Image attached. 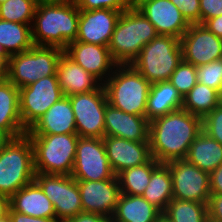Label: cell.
Wrapping results in <instances>:
<instances>
[{
  "mask_svg": "<svg viewBox=\"0 0 222 222\" xmlns=\"http://www.w3.org/2000/svg\"><path fill=\"white\" fill-rule=\"evenodd\" d=\"M202 131V118L179 109L149 122L151 156L159 163L186 159L190 145Z\"/></svg>",
  "mask_w": 222,
  "mask_h": 222,
  "instance_id": "cell-1",
  "label": "cell"
},
{
  "mask_svg": "<svg viewBox=\"0 0 222 222\" xmlns=\"http://www.w3.org/2000/svg\"><path fill=\"white\" fill-rule=\"evenodd\" d=\"M80 10L73 4L38 2L31 25L34 45L65 49L76 41Z\"/></svg>",
  "mask_w": 222,
  "mask_h": 222,
  "instance_id": "cell-2",
  "label": "cell"
},
{
  "mask_svg": "<svg viewBox=\"0 0 222 222\" xmlns=\"http://www.w3.org/2000/svg\"><path fill=\"white\" fill-rule=\"evenodd\" d=\"M157 35L154 25L132 5L116 23L108 45L112 59L117 64H130Z\"/></svg>",
  "mask_w": 222,
  "mask_h": 222,
  "instance_id": "cell-3",
  "label": "cell"
},
{
  "mask_svg": "<svg viewBox=\"0 0 222 222\" xmlns=\"http://www.w3.org/2000/svg\"><path fill=\"white\" fill-rule=\"evenodd\" d=\"M103 86L112 107L146 117L151 84L131 64H117Z\"/></svg>",
  "mask_w": 222,
  "mask_h": 222,
  "instance_id": "cell-4",
  "label": "cell"
},
{
  "mask_svg": "<svg viewBox=\"0 0 222 222\" xmlns=\"http://www.w3.org/2000/svg\"><path fill=\"white\" fill-rule=\"evenodd\" d=\"M32 142L27 134L10 138L0 150V194L11 197L34 181Z\"/></svg>",
  "mask_w": 222,
  "mask_h": 222,
  "instance_id": "cell-5",
  "label": "cell"
},
{
  "mask_svg": "<svg viewBox=\"0 0 222 222\" xmlns=\"http://www.w3.org/2000/svg\"><path fill=\"white\" fill-rule=\"evenodd\" d=\"M33 146L35 173L71 175L79 135L27 134Z\"/></svg>",
  "mask_w": 222,
  "mask_h": 222,
  "instance_id": "cell-6",
  "label": "cell"
},
{
  "mask_svg": "<svg viewBox=\"0 0 222 222\" xmlns=\"http://www.w3.org/2000/svg\"><path fill=\"white\" fill-rule=\"evenodd\" d=\"M183 60L180 39L157 35L130 63L150 84L169 81Z\"/></svg>",
  "mask_w": 222,
  "mask_h": 222,
  "instance_id": "cell-7",
  "label": "cell"
},
{
  "mask_svg": "<svg viewBox=\"0 0 222 222\" xmlns=\"http://www.w3.org/2000/svg\"><path fill=\"white\" fill-rule=\"evenodd\" d=\"M63 52V49L54 46L34 45L29 50L12 55L9 57L7 79L21 88L55 75Z\"/></svg>",
  "mask_w": 222,
  "mask_h": 222,
  "instance_id": "cell-8",
  "label": "cell"
},
{
  "mask_svg": "<svg viewBox=\"0 0 222 222\" xmlns=\"http://www.w3.org/2000/svg\"><path fill=\"white\" fill-rule=\"evenodd\" d=\"M34 181L51 200L59 222L83 212L77 180L71 175L35 173Z\"/></svg>",
  "mask_w": 222,
  "mask_h": 222,
  "instance_id": "cell-9",
  "label": "cell"
},
{
  "mask_svg": "<svg viewBox=\"0 0 222 222\" xmlns=\"http://www.w3.org/2000/svg\"><path fill=\"white\" fill-rule=\"evenodd\" d=\"M75 115L79 137L103 139L105 136V108L108 104L103 84L94 91L68 96Z\"/></svg>",
  "mask_w": 222,
  "mask_h": 222,
  "instance_id": "cell-10",
  "label": "cell"
},
{
  "mask_svg": "<svg viewBox=\"0 0 222 222\" xmlns=\"http://www.w3.org/2000/svg\"><path fill=\"white\" fill-rule=\"evenodd\" d=\"M63 96L56 74L19 88V112L23 126L28 130Z\"/></svg>",
  "mask_w": 222,
  "mask_h": 222,
  "instance_id": "cell-11",
  "label": "cell"
},
{
  "mask_svg": "<svg viewBox=\"0 0 222 222\" xmlns=\"http://www.w3.org/2000/svg\"><path fill=\"white\" fill-rule=\"evenodd\" d=\"M71 176L85 181H101L116 176L106 155L103 139L79 137Z\"/></svg>",
  "mask_w": 222,
  "mask_h": 222,
  "instance_id": "cell-12",
  "label": "cell"
},
{
  "mask_svg": "<svg viewBox=\"0 0 222 222\" xmlns=\"http://www.w3.org/2000/svg\"><path fill=\"white\" fill-rule=\"evenodd\" d=\"M172 176L173 198L208 203L210 173L201 170L186 159L166 163Z\"/></svg>",
  "mask_w": 222,
  "mask_h": 222,
  "instance_id": "cell-13",
  "label": "cell"
},
{
  "mask_svg": "<svg viewBox=\"0 0 222 222\" xmlns=\"http://www.w3.org/2000/svg\"><path fill=\"white\" fill-rule=\"evenodd\" d=\"M183 61L195 67L222 59V39L203 24H191L180 38Z\"/></svg>",
  "mask_w": 222,
  "mask_h": 222,
  "instance_id": "cell-14",
  "label": "cell"
},
{
  "mask_svg": "<svg viewBox=\"0 0 222 222\" xmlns=\"http://www.w3.org/2000/svg\"><path fill=\"white\" fill-rule=\"evenodd\" d=\"M133 6L154 25L158 35L180 39L191 25L170 0L133 1Z\"/></svg>",
  "mask_w": 222,
  "mask_h": 222,
  "instance_id": "cell-15",
  "label": "cell"
},
{
  "mask_svg": "<svg viewBox=\"0 0 222 222\" xmlns=\"http://www.w3.org/2000/svg\"><path fill=\"white\" fill-rule=\"evenodd\" d=\"M77 184L83 212L112 218L121 194L117 176L101 181L77 180Z\"/></svg>",
  "mask_w": 222,
  "mask_h": 222,
  "instance_id": "cell-16",
  "label": "cell"
},
{
  "mask_svg": "<svg viewBox=\"0 0 222 222\" xmlns=\"http://www.w3.org/2000/svg\"><path fill=\"white\" fill-rule=\"evenodd\" d=\"M121 13L113 9L80 10L76 41L108 47Z\"/></svg>",
  "mask_w": 222,
  "mask_h": 222,
  "instance_id": "cell-17",
  "label": "cell"
},
{
  "mask_svg": "<svg viewBox=\"0 0 222 222\" xmlns=\"http://www.w3.org/2000/svg\"><path fill=\"white\" fill-rule=\"evenodd\" d=\"M64 53L102 84L111 76L117 65L107 46L73 41L67 45Z\"/></svg>",
  "mask_w": 222,
  "mask_h": 222,
  "instance_id": "cell-18",
  "label": "cell"
},
{
  "mask_svg": "<svg viewBox=\"0 0 222 222\" xmlns=\"http://www.w3.org/2000/svg\"><path fill=\"white\" fill-rule=\"evenodd\" d=\"M103 143L116 176L123 170L143 165L152 158L149 142H134L115 136H104Z\"/></svg>",
  "mask_w": 222,
  "mask_h": 222,
  "instance_id": "cell-19",
  "label": "cell"
},
{
  "mask_svg": "<svg viewBox=\"0 0 222 222\" xmlns=\"http://www.w3.org/2000/svg\"><path fill=\"white\" fill-rule=\"evenodd\" d=\"M105 136L134 142H149V121L146 117L125 113L110 104L105 108Z\"/></svg>",
  "mask_w": 222,
  "mask_h": 222,
  "instance_id": "cell-20",
  "label": "cell"
},
{
  "mask_svg": "<svg viewBox=\"0 0 222 222\" xmlns=\"http://www.w3.org/2000/svg\"><path fill=\"white\" fill-rule=\"evenodd\" d=\"M56 75L64 96L91 92L102 85L96 77L70 59L64 52L58 61Z\"/></svg>",
  "mask_w": 222,
  "mask_h": 222,
  "instance_id": "cell-21",
  "label": "cell"
},
{
  "mask_svg": "<svg viewBox=\"0 0 222 222\" xmlns=\"http://www.w3.org/2000/svg\"><path fill=\"white\" fill-rule=\"evenodd\" d=\"M77 133L75 115L68 96L54 103L45 114L34 123L26 134H72Z\"/></svg>",
  "mask_w": 222,
  "mask_h": 222,
  "instance_id": "cell-22",
  "label": "cell"
},
{
  "mask_svg": "<svg viewBox=\"0 0 222 222\" xmlns=\"http://www.w3.org/2000/svg\"><path fill=\"white\" fill-rule=\"evenodd\" d=\"M10 207L16 212L32 217L56 218L51 200L35 181L10 197Z\"/></svg>",
  "mask_w": 222,
  "mask_h": 222,
  "instance_id": "cell-23",
  "label": "cell"
},
{
  "mask_svg": "<svg viewBox=\"0 0 222 222\" xmlns=\"http://www.w3.org/2000/svg\"><path fill=\"white\" fill-rule=\"evenodd\" d=\"M0 128L10 138L27 132L19 112V88L8 79L0 81Z\"/></svg>",
  "mask_w": 222,
  "mask_h": 222,
  "instance_id": "cell-24",
  "label": "cell"
},
{
  "mask_svg": "<svg viewBox=\"0 0 222 222\" xmlns=\"http://www.w3.org/2000/svg\"><path fill=\"white\" fill-rule=\"evenodd\" d=\"M161 214L142 196L120 194L112 222H156Z\"/></svg>",
  "mask_w": 222,
  "mask_h": 222,
  "instance_id": "cell-25",
  "label": "cell"
},
{
  "mask_svg": "<svg viewBox=\"0 0 222 222\" xmlns=\"http://www.w3.org/2000/svg\"><path fill=\"white\" fill-rule=\"evenodd\" d=\"M183 98L170 81L151 84L147 99L146 118L150 122L157 117L182 109Z\"/></svg>",
  "mask_w": 222,
  "mask_h": 222,
  "instance_id": "cell-26",
  "label": "cell"
},
{
  "mask_svg": "<svg viewBox=\"0 0 222 222\" xmlns=\"http://www.w3.org/2000/svg\"><path fill=\"white\" fill-rule=\"evenodd\" d=\"M186 160L211 173L222 164V145L202 130L190 145Z\"/></svg>",
  "mask_w": 222,
  "mask_h": 222,
  "instance_id": "cell-27",
  "label": "cell"
},
{
  "mask_svg": "<svg viewBox=\"0 0 222 222\" xmlns=\"http://www.w3.org/2000/svg\"><path fill=\"white\" fill-rule=\"evenodd\" d=\"M0 46L10 57L34 46L31 26L0 19Z\"/></svg>",
  "mask_w": 222,
  "mask_h": 222,
  "instance_id": "cell-28",
  "label": "cell"
},
{
  "mask_svg": "<svg viewBox=\"0 0 222 222\" xmlns=\"http://www.w3.org/2000/svg\"><path fill=\"white\" fill-rule=\"evenodd\" d=\"M142 197L163 212L173 199L172 176L167 164L160 163L152 172Z\"/></svg>",
  "mask_w": 222,
  "mask_h": 222,
  "instance_id": "cell-29",
  "label": "cell"
},
{
  "mask_svg": "<svg viewBox=\"0 0 222 222\" xmlns=\"http://www.w3.org/2000/svg\"><path fill=\"white\" fill-rule=\"evenodd\" d=\"M220 103V93L217 90L197 82L183 97L182 109L203 119Z\"/></svg>",
  "mask_w": 222,
  "mask_h": 222,
  "instance_id": "cell-30",
  "label": "cell"
},
{
  "mask_svg": "<svg viewBox=\"0 0 222 222\" xmlns=\"http://www.w3.org/2000/svg\"><path fill=\"white\" fill-rule=\"evenodd\" d=\"M159 164L152 157L143 165L128 168L120 172L117 177L121 194L142 196L148 186L153 170Z\"/></svg>",
  "mask_w": 222,
  "mask_h": 222,
  "instance_id": "cell-31",
  "label": "cell"
},
{
  "mask_svg": "<svg viewBox=\"0 0 222 222\" xmlns=\"http://www.w3.org/2000/svg\"><path fill=\"white\" fill-rule=\"evenodd\" d=\"M162 213L171 222H208L206 203L173 198Z\"/></svg>",
  "mask_w": 222,
  "mask_h": 222,
  "instance_id": "cell-32",
  "label": "cell"
},
{
  "mask_svg": "<svg viewBox=\"0 0 222 222\" xmlns=\"http://www.w3.org/2000/svg\"><path fill=\"white\" fill-rule=\"evenodd\" d=\"M36 0H7L0 5V19L32 25Z\"/></svg>",
  "mask_w": 222,
  "mask_h": 222,
  "instance_id": "cell-33",
  "label": "cell"
},
{
  "mask_svg": "<svg viewBox=\"0 0 222 222\" xmlns=\"http://www.w3.org/2000/svg\"><path fill=\"white\" fill-rule=\"evenodd\" d=\"M169 81L183 98L198 82L196 67L182 60L171 74Z\"/></svg>",
  "mask_w": 222,
  "mask_h": 222,
  "instance_id": "cell-34",
  "label": "cell"
},
{
  "mask_svg": "<svg viewBox=\"0 0 222 222\" xmlns=\"http://www.w3.org/2000/svg\"><path fill=\"white\" fill-rule=\"evenodd\" d=\"M196 76L199 83L211 87L220 93L222 90V59L197 66Z\"/></svg>",
  "mask_w": 222,
  "mask_h": 222,
  "instance_id": "cell-35",
  "label": "cell"
},
{
  "mask_svg": "<svg viewBox=\"0 0 222 222\" xmlns=\"http://www.w3.org/2000/svg\"><path fill=\"white\" fill-rule=\"evenodd\" d=\"M79 10L113 9L124 12L133 5L131 0H77Z\"/></svg>",
  "mask_w": 222,
  "mask_h": 222,
  "instance_id": "cell-36",
  "label": "cell"
},
{
  "mask_svg": "<svg viewBox=\"0 0 222 222\" xmlns=\"http://www.w3.org/2000/svg\"><path fill=\"white\" fill-rule=\"evenodd\" d=\"M202 130L222 145V104L202 119Z\"/></svg>",
  "mask_w": 222,
  "mask_h": 222,
  "instance_id": "cell-37",
  "label": "cell"
},
{
  "mask_svg": "<svg viewBox=\"0 0 222 222\" xmlns=\"http://www.w3.org/2000/svg\"><path fill=\"white\" fill-rule=\"evenodd\" d=\"M190 24H200V0H170Z\"/></svg>",
  "mask_w": 222,
  "mask_h": 222,
  "instance_id": "cell-38",
  "label": "cell"
},
{
  "mask_svg": "<svg viewBox=\"0 0 222 222\" xmlns=\"http://www.w3.org/2000/svg\"><path fill=\"white\" fill-rule=\"evenodd\" d=\"M222 15V0H200V24Z\"/></svg>",
  "mask_w": 222,
  "mask_h": 222,
  "instance_id": "cell-39",
  "label": "cell"
},
{
  "mask_svg": "<svg viewBox=\"0 0 222 222\" xmlns=\"http://www.w3.org/2000/svg\"><path fill=\"white\" fill-rule=\"evenodd\" d=\"M208 222H222V194H211L207 203Z\"/></svg>",
  "mask_w": 222,
  "mask_h": 222,
  "instance_id": "cell-40",
  "label": "cell"
},
{
  "mask_svg": "<svg viewBox=\"0 0 222 222\" xmlns=\"http://www.w3.org/2000/svg\"><path fill=\"white\" fill-rule=\"evenodd\" d=\"M8 215L11 222H59L57 218L32 217L14 211L9 207Z\"/></svg>",
  "mask_w": 222,
  "mask_h": 222,
  "instance_id": "cell-41",
  "label": "cell"
},
{
  "mask_svg": "<svg viewBox=\"0 0 222 222\" xmlns=\"http://www.w3.org/2000/svg\"><path fill=\"white\" fill-rule=\"evenodd\" d=\"M66 222H112V218L96 213L81 212Z\"/></svg>",
  "mask_w": 222,
  "mask_h": 222,
  "instance_id": "cell-42",
  "label": "cell"
},
{
  "mask_svg": "<svg viewBox=\"0 0 222 222\" xmlns=\"http://www.w3.org/2000/svg\"><path fill=\"white\" fill-rule=\"evenodd\" d=\"M210 193L222 194V164L210 173Z\"/></svg>",
  "mask_w": 222,
  "mask_h": 222,
  "instance_id": "cell-43",
  "label": "cell"
},
{
  "mask_svg": "<svg viewBox=\"0 0 222 222\" xmlns=\"http://www.w3.org/2000/svg\"><path fill=\"white\" fill-rule=\"evenodd\" d=\"M203 25L217 37L222 39V15L206 20Z\"/></svg>",
  "mask_w": 222,
  "mask_h": 222,
  "instance_id": "cell-44",
  "label": "cell"
},
{
  "mask_svg": "<svg viewBox=\"0 0 222 222\" xmlns=\"http://www.w3.org/2000/svg\"><path fill=\"white\" fill-rule=\"evenodd\" d=\"M9 57L0 50V81L8 78Z\"/></svg>",
  "mask_w": 222,
  "mask_h": 222,
  "instance_id": "cell-45",
  "label": "cell"
},
{
  "mask_svg": "<svg viewBox=\"0 0 222 222\" xmlns=\"http://www.w3.org/2000/svg\"><path fill=\"white\" fill-rule=\"evenodd\" d=\"M10 207V198L0 194V219L8 215Z\"/></svg>",
  "mask_w": 222,
  "mask_h": 222,
  "instance_id": "cell-46",
  "label": "cell"
},
{
  "mask_svg": "<svg viewBox=\"0 0 222 222\" xmlns=\"http://www.w3.org/2000/svg\"><path fill=\"white\" fill-rule=\"evenodd\" d=\"M41 2L47 4H73L75 0H42Z\"/></svg>",
  "mask_w": 222,
  "mask_h": 222,
  "instance_id": "cell-47",
  "label": "cell"
},
{
  "mask_svg": "<svg viewBox=\"0 0 222 222\" xmlns=\"http://www.w3.org/2000/svg\"><path fill=\"white\" fill-rule=\"evenodd\" d=\"M10 137L0 128V150Z\"/></svg>",
  "mask_w": 222,
  "mask_h": 222,
  "instance_id": "cell-48",
  "label": "cell"
},
{
  "mask_svg": "<svg viewBox=\"0 0 222 222\" xmlns=\"http://www.w3.org/2000/svg\"><path fill=\"white\" fill-rule=\"evenodd\" d=\"M156 222H171L163 213L156 219Z\"/></svg>",
  "mask_w": 222,
  "mask_h": 222,
  "instance_id": "cell-49",
  "label": "cell"
},
{
  "mask_svg": "<svg viewBox=\"0 0 222 222\" xmlns=\"http://www.w3.org/2000/svg\"><path fill=\"white\" fill-rule=\"evenodd\" d=\"M0 222H11L9 215L5 216L4 218L0 219Z\"/></svg>",
  "mask_w": 222,
  "mask_h": 222,
  "instance_id": "cell-50",
  "label": "cell"
},
{
  "mask_svg": "<svg viewBox=\"0 0 222 222\" xmlns=\"http://www.w3.org/2000/svg\"><path fill=\"white\" fill-rule=\"evenodd\" d=\"M220 102H221V104H222V90H221V92H220Z\"/></svg>",
  "mask_w": 222,
  "mask_h": 222,
  "instance_id": "cell-51",
  "label": "cell"
},
{
  "mask_svg": "<svg viewBox=\"0 0 222 222\" xmlns=\"http://www.w3.org/2000/svg\"><path fill=\"white\" fill-rule=\"evenodd\" d=\"M7 0H0V5L4 2H6Z\"/></svg>",
  "mask_w": 222,
  "mask_h": 222,
  "instance_id": "cell-52",
  "label": "cell"
},
{
  "mask_svg": "<svg viewBox=\"0 0 222 222\" xmlns=\"http://www.w3.org/2000/svg\"><path fill=\"white\" fill-rule=\"evenodd\" d=\"M134 1H153V0H134Z\"/></svg>",
  "mask_w": 222,
  "mask_h": 222,
  "instance_id": "cell-53",
  "label": "cell"
}]
</instances>
